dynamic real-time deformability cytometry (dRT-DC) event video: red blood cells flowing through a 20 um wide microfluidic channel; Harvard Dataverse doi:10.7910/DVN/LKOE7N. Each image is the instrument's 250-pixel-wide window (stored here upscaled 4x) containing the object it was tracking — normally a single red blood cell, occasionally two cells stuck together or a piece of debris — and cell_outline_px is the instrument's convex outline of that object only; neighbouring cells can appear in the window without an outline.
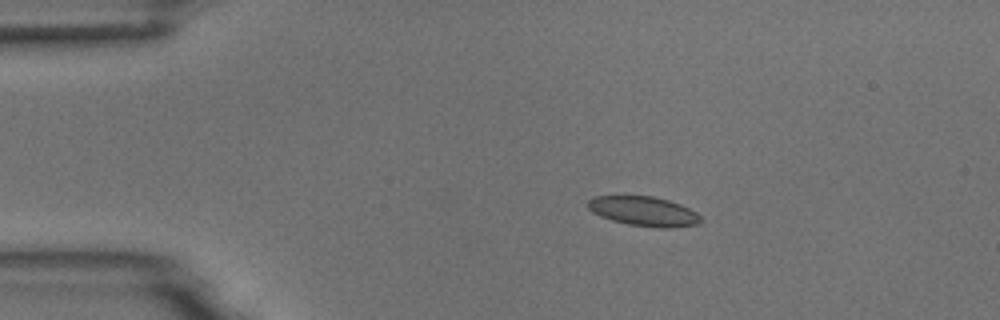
{"species": "common noctule bat (a hibernating species)", "species_latin": "Nyctalus noctula", "temperature_condition": "room temperature", "stored_images_in_passage": 10, "camera_frame_rate_fps": 3000, "um_per_image_px": 0.085, "animal": {"sex": "male", "body_mass_g": 18.8}, "frame": {"image": 1, "passage_image": 4, "time_ms": 1.0, "image_size_px": [1000, 320], "cell_outline_px": [[704, 220], [696, 224], [668, 228], [660, 228], [628, 224], [612, 220], [600, 216], [592, 212], [588, 208], [588, 200], [592, 196], [652, 196], [668, 200], [680, 204], [696, 212]], "centroid_in_image_um": [54.71, 17.95], "position_along_channel_um": 30.3, "area_um2": 19.36}}
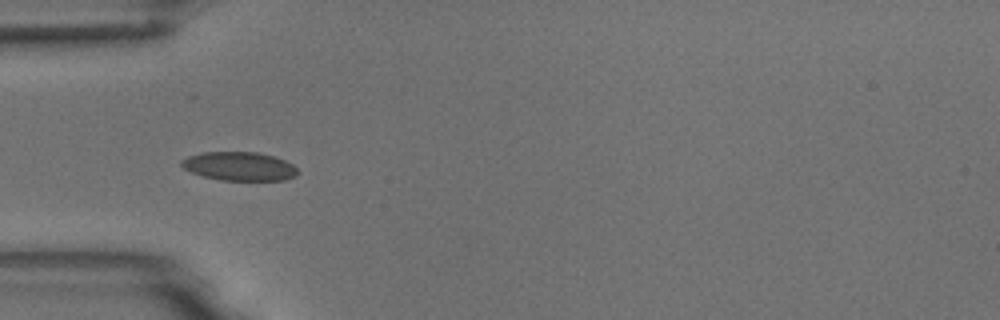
{"frame": {"image": 2, "passage_image": 6, "time_ms": 1.667, "image_size_px": [1000, 320], "cell_outline_px": [[300, 172], [296, 176], [284, 180], [220, 180], [204, 176], [192, 172], [184, 168], [180, 164], [180, 160], [188, 156], [200, 152], [256, 152], [272, 156], [284, 160], [292, 164]], "centroid_in_image_um": [20.34, 14.13], "position_along_channel_um": 64.7, "area_um2": 19.42}}
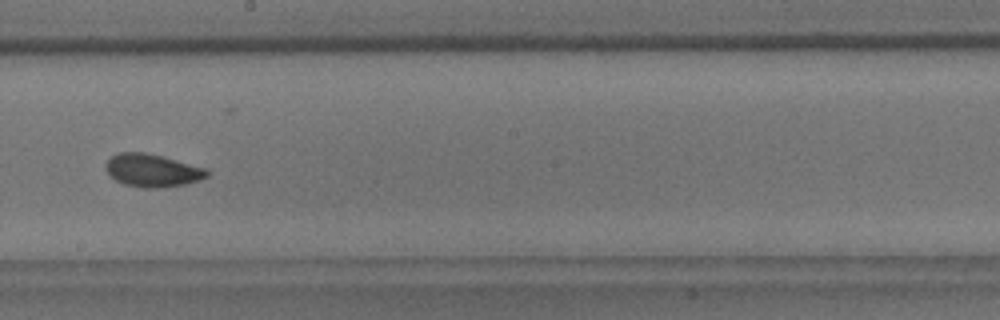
{"frame": {"image": 3, "passage_image": 10, "time_ms": 3.0, "image_size_px": [1000, 320], "cell_outline_px": [[208, 176], [184, 184], [160, 188], [144, 188], [124, 184], [116, 180], [104, 168], [108, 160], [112, 156], [120, 152], [144, 152], [208, 168]], "centroid_in_image_um": [12.94, 14.49], "position_along_channel_um": 235.3, "area_um2": 19.13}}